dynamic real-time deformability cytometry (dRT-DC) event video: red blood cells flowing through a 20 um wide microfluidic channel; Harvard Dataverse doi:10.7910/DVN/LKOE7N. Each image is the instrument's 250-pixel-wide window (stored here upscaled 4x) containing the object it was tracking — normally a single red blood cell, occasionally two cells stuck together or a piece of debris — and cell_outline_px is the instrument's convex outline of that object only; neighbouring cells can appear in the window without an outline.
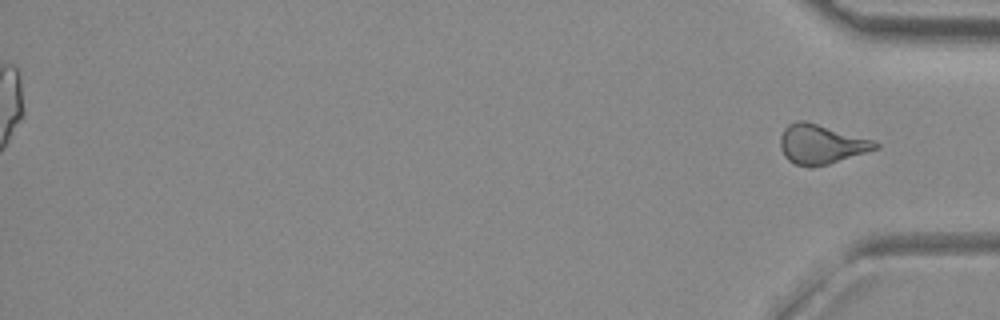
{"species": "common noctule bat (a hibernating species)", "species_latin": "Nyctalus noctula", "temperature_condition": "room temperature", "stored_images_in_passage": 52, "segment_of_instrument_passage": [2, 2], "camera_frame_rate_fps": 3000, "um_per_image_px": 0.085, "animal": {"sex": "female", "body_mass_g": 29.2, "forearm_length_mm": 56.3}, "frame": {"image": 1, "passage_image": 52, "time_ms": 17.0, "image_size_px": [1000, 320], "cell_outline_px": [[880, 148], [828, 164], [812, 168], [796, 164], [788, 160], [784, 156], [780, 148], [780, 136], [784, 128], [788, 124], [796, 120], [804, 120], [876, 140], [880, 144]], "centroid_in_image_um": [69.81, 12.25], "position_along_channel_um": 365.4, "area_um2": 22.14}}